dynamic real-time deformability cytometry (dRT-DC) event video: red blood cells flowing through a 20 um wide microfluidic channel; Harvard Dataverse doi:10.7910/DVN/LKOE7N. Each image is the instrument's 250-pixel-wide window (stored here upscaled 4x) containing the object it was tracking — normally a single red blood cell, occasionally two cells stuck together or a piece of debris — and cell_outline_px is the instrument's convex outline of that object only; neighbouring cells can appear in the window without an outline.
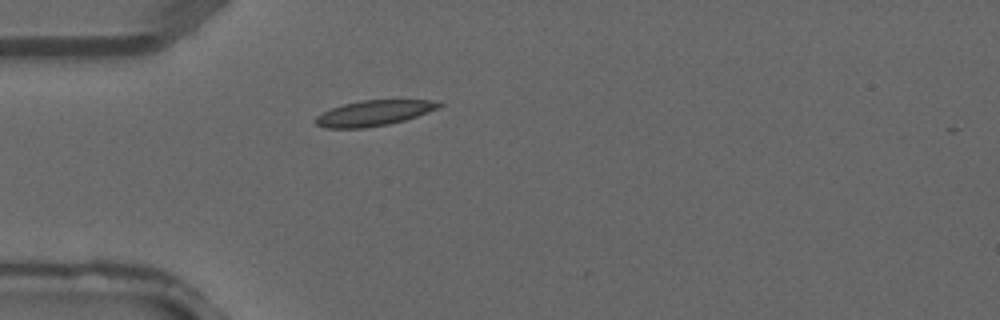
{"species": "common noctule bat (a hibernating species)", "species_latin": "Nyctalus noctula", "temperature_condition": "warm", "stored_images_in_passage": 3, "camera_frame_rate_fps": 3000, "um_per_image_px": 0.085, "animal": {"sex": "male", "forearm_length_mm": 52.5}, "frame": {"image": 1, "passage_image": 3, "time_ms": 0.667, "image_size_px": [1000, 320], "cell_outline_px": [[444, 104], [440, 108], [404, 120], [388, 124], [364, 128], [324, 128], [316, 124], [312, 120], [316, 116], [332, 108], [344, 104], [360, 100], [428, 100]], "centroid_in_image_um": [31.74, 9.61], "position_along_channel_um": 53.3, "area_um2": 18.21}}